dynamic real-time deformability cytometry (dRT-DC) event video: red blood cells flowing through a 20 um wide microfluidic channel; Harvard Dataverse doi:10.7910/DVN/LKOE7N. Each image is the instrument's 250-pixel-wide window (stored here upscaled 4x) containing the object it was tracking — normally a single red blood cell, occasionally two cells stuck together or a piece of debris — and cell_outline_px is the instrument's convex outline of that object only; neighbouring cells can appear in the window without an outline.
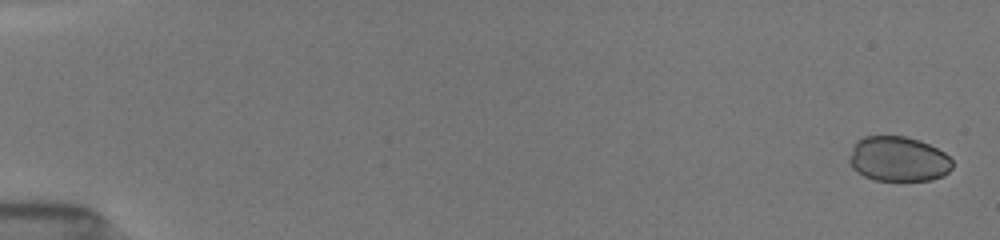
{"species": "common noctule bat (a hibernating species)", "species_latin": "Nyctalus noctula", "temperature_condition": "room temperature", "stored_images_in_passage": 12, "camera_frame_rate_fps": 3000, "um_per_image_px": 0.085, "animal": {"sex": "female", "body_mass_g": 19.5, "forearm_length_mm": 54.1}, "frame": {"image": 1, "passage_image": 1, "time_ms": 0.0, "image_size_px": [1000, 240], "cell_outline_px": [[952, 168], [944, 176], [932, 180], [876, 180], [864, 176], [856, 172], [852, 168], [848, 160], [852, 144], [856, 140], [864, 136], [904, 136], [920, 140], [944, 152], [952, 160]], "centroid_in_image_um": [76.33, 13.51], "position_along_channel_um": 8.7, "area_um2": 27.28}}
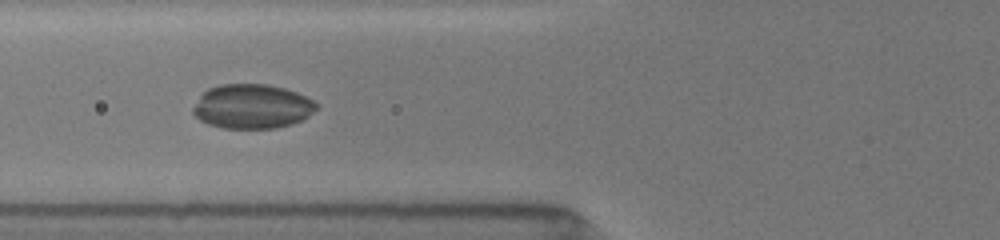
{"frame": {"image": 2, "passage_image": 9, "time_ms": 6.667, "image_size_px": [1000, 240], "cell_outline_px": [[316, 108], [308, 116], [292, 124], [276, 128], [224, 128], [208, 124], [200, 120], [192, 112], [192, 108], [200, 96], [208, 88], [220, 84], [264, 84], [284, 88], [296, 92], [312, 100], [316, 104]], "centroid_in_image_um": [21.39, 9.05], "position_along_channel_um": 104.4, "area_um2": 31.67}}
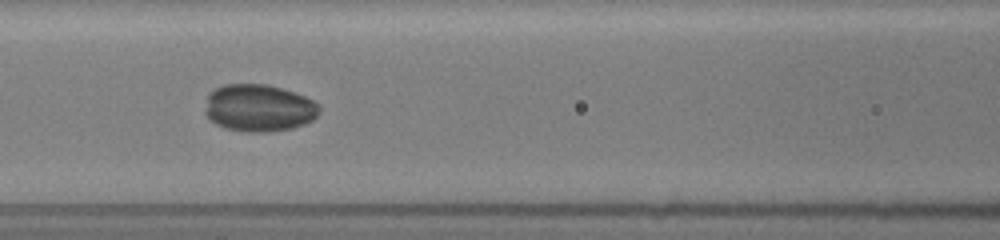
{"frame": {"image": 3, "passage_image": 11, "time_ms": 7.667, "image_size_px": [1000, 240], "cell_outline_px": [[320, 112], [312, 120], [304, 124], [292, 128], [268, 132], [244, 132], [224, 128], [216, 124], [204, 112], [208, 92], [224, 84], [264, 84], [280, 88], [304, 96], [320, 104]], "centroid_in_image_um": [21.99, 9.18], "position_along_channel_um": 144.6, "area_um2": 31.56}}